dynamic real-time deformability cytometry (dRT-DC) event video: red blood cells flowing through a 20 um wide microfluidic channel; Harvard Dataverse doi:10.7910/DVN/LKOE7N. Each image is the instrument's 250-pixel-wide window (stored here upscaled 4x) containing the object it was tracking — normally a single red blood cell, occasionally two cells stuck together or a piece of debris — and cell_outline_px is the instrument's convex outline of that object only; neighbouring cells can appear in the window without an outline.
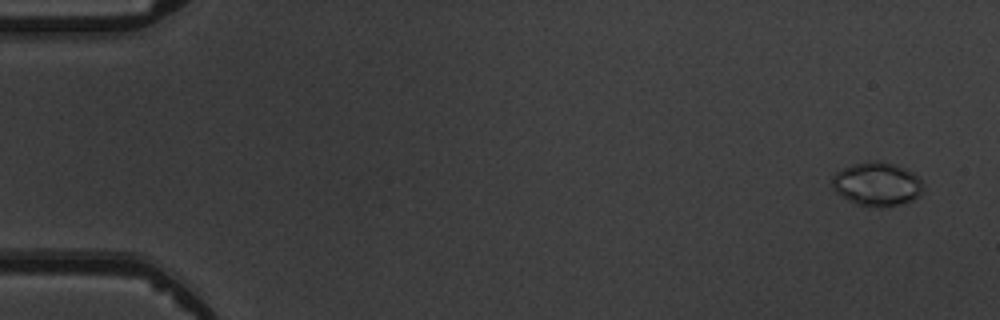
{"species": "common noctule bat (a hibernating species)", "species_latin": "Nyctalus noctula", "temperature_condition": "warm", "stored_images_in_passage": 5, "camera_frame_rate_fps": 3000, "um_per_image_px": 0.085, "animal": {"sex": "male", "body_mass_g": 19.5, "forearm_length_mm": 54.6}, "frame": {"image": 1, "passage_image": 1, "time_ms": 0.0, "image_size_px": [1000, 320], "cell_outline_px": [[924, 188], [920, 196], [912, 200], [900, 204], [856, 204], [848, 200], [836, 192], [832, 188], [832, 176], [836, 172], [852, 164], [876, 160], [892, 164], [904, 168], [912, 172], [924, 184]], "centroid_in_image_um": [74.54, 15.61], "position_along_channel_um": 10.5, "area_um2": 22.6}}